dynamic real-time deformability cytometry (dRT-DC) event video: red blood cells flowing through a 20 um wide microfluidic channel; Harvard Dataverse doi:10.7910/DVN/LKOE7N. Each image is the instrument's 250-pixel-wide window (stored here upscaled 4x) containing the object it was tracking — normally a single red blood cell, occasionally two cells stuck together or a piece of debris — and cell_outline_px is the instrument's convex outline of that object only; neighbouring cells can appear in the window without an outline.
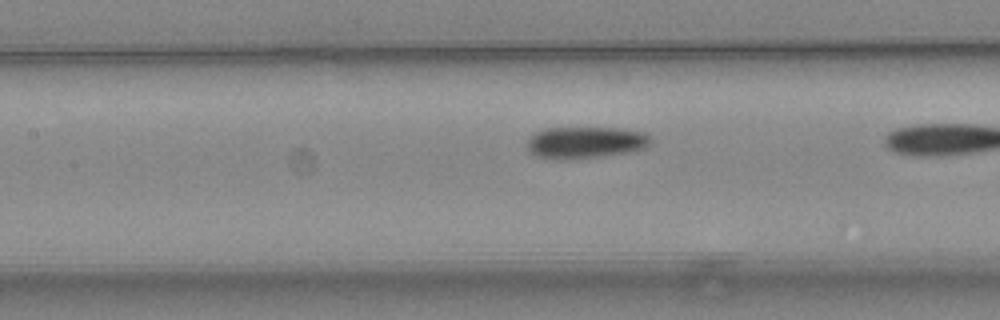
{"species": "common noctule bat (a hibernating species)", "species_latin": "Nyctalus noctula", "temperature_condition": "warm", "stored_images_in_passage": 23, "camera_frame_rate_fps": 3000, "um_per_image_px": 0.085, "animal": {"sex": "female", "body_mass_g": 24.6, "forearm_length_mm": 56.2}, "frame": {"image": 1, "passage_image": 21, "time_ms": 6.667, "image_size_px": [1000, 320], "cell_outline_px": [[652, 144], [648, 148], [632, 152], [604, 156], [572, 160], [556, 160], [536, 156], [528, 148], [528, 140], [536, 132], [544, 128], [620, 128], [644, 132], [652, 140]], "centroid_in_image_um": [49.82, 12.13], "position_along_channel_um": 157.6, "area_um2": 23.29}}